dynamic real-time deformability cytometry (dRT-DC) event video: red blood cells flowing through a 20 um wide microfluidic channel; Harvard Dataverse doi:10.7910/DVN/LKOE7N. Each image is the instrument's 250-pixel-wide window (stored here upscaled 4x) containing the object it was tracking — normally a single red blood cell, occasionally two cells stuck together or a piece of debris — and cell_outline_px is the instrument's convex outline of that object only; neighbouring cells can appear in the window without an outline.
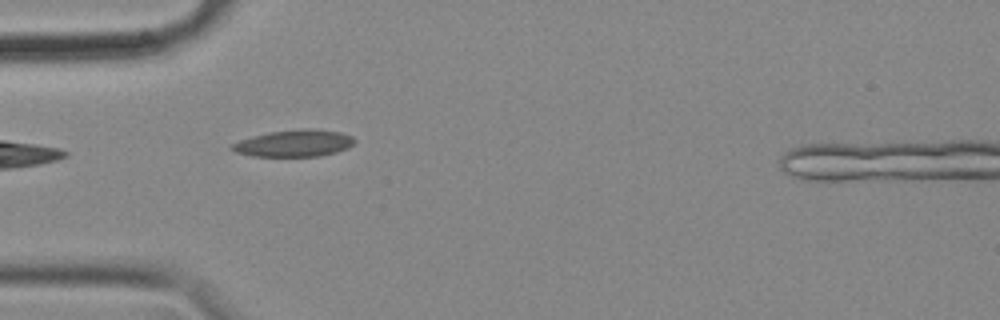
{"species": "common noctule bat (a hibernating species)", "species_latin": "Nyctalus noctula", "temperature_condition": "cold", "stored_images_in_passage": 42, "camera_frame_rate_fps": 3000, "um_per_image_px": 0.085, "animal": {"sex": "female", "body_mass_g": 18.4}, "frame": {"image": 1, "passage_image": 3, "time_ms": 0.667, "image_size_px": [1000, 320], "cell_outline_px": [[356, 140], [348, 148], [336, 152], [320, 156], [252, 156], [236, 152], [228, 148], [232, 144], [240, 140], [252, 136], [268, 132], [300, 128], [308, 128], [340, 132], [352, 136]], "centroid_in_image_um": [24.99, 12.17], "position_along_channel_um": 60.0, "area_um2": 19.25}}
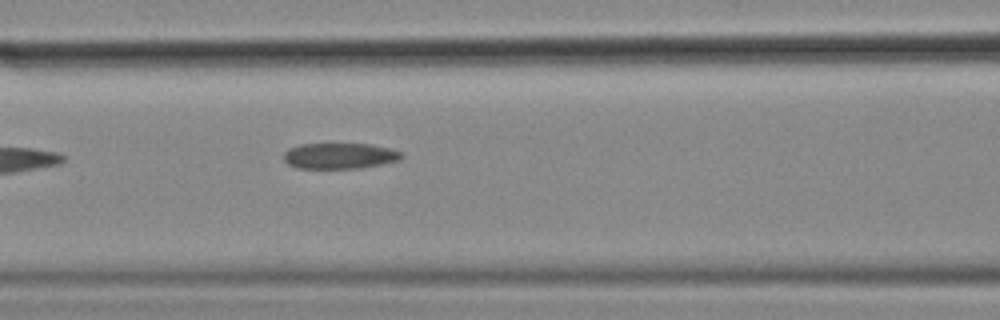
{"frame": {"image": 2, "passage_image": 10, "time_ms": 3.0, "image_size_px": [1000, 320], "cell_outline_px": [[404, 156], [400, 160], [360, 168], [296, 168], [288, 164], [284, 160], [284, 152], [288, 148], [300, 144], [368, 144], [388, 148], [404, 152]], "centroid_in_image_um": [28.87, 13.25], "position_along_channel_um": 137.7, "area_um2": 17.74}}
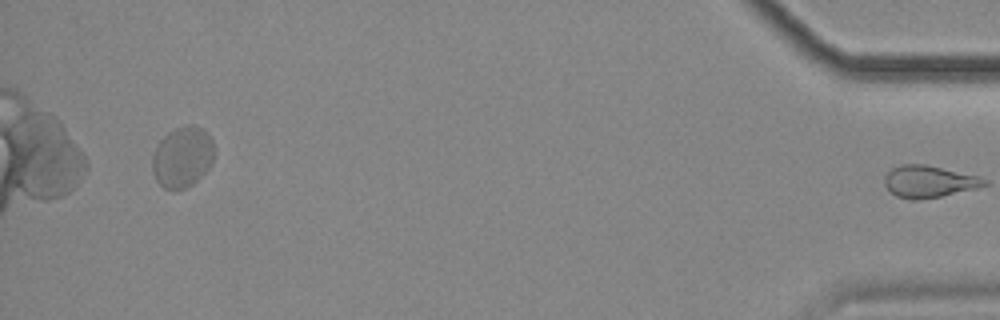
{"frame": {"image": 3, "passage_image": 41, "time_ms": 13.333, "image_size_px": [1000, 320], "cell_outline_px": [[212, 164], [188, 188], [172, 192], [164, 188], [156, 180], [152, 172], [152, 156], [160, 140], [168, 132], [184, 124], [192, 124], [200, 128], [212, 140]], "centroid_in_image_um": [15.46, 13.38], "position_along_channel_um": 419.7, "area_um2": 21.91}, "authors_computed_cell_mechanics": {"area_um2": 19.2474, "velocity_mm_per_s": 3.4626, "shape_relaxation_time_tau1_ms": null, "shape_relaxation_time_tau2_ms": 2.7361, "deformation_change_tau1": null, "deformation_change_tau2": 0.0654}}